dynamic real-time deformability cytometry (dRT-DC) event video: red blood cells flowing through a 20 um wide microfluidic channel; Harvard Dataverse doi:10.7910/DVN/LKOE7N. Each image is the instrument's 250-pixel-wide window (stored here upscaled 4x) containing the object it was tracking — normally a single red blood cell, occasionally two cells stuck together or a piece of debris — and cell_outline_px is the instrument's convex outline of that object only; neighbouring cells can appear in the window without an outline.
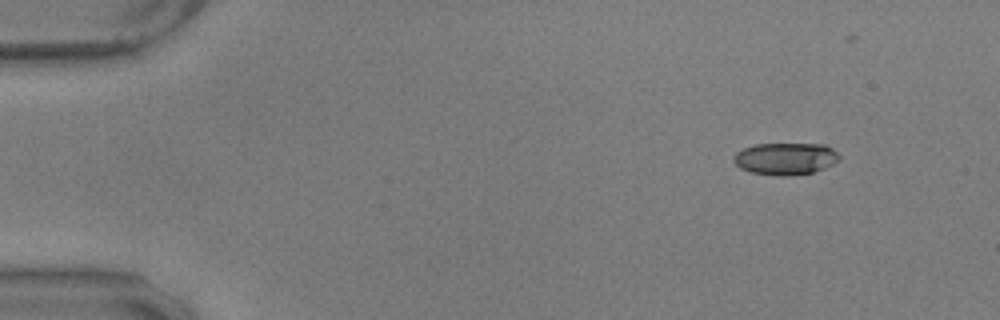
{"species": "common noctule bat (a hibernating species)", "species_latin": "Nyctalus noctula", "temperature_condition": "warm", "stored_images_in_passage": 42, "camera_frame_rate_fps": 3000, "um_per_image_px": 0.085, "animal": {"sex": "male", "body_mass_g": 17.9, "forearm_length_mm": 54.2}, "frame": {"image": 1, "passage_image": 1, "time_ms": 0.0, "image_size_px": [1000, 320], "cell_outline_px": [[840, 160], [824, 168], [812, 172], [792, 176], [776, 176], [752, 172], [740, 168], [732, 160], [732, 156], [736, 152], [744, 148], [756, 144], [824, 144], [832, 148], [840, 156]], "centroid_in_image_um": [66.75, 13.49], "position_along_channel_um": 18.2, "area_um2": 19.83}}
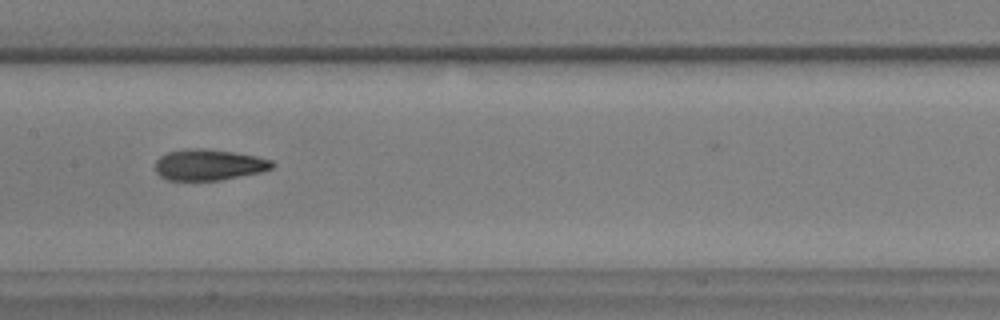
{"frame": {"image": 2, "passage_image": 24, "time_ms": 7.667, "image_size_px": [1000, 320], "cell_outline_px": [[276, 164], [272, 168], [260, 172], [220, 180], [168, 180], [160, 176], [156, 172], [156, 160], [160, 156], [168, 152], [184, 148], [204, 148], [232, 152], [256, 156], [272, 160]], "centroid_in_image_um": [17.74, 14.0], "position_along_channel_um": 189.7, "area_um2": 21.15}}
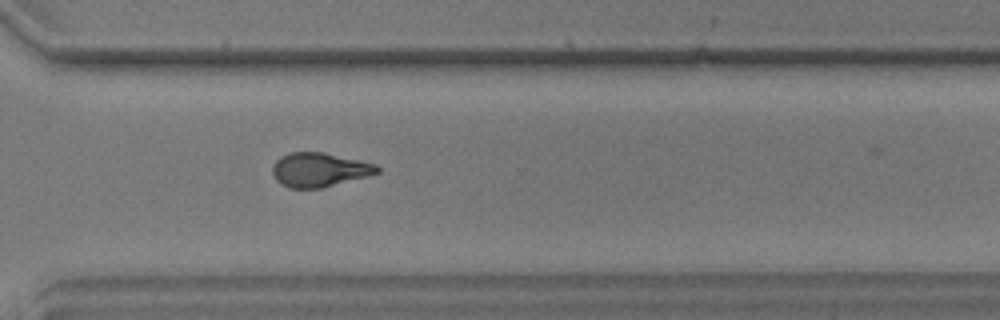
{"frame": {"image": 3, "passage_image": 37, "time_ms": 12.0, "image_size_px": [1000, 320], "cell_outline_px": [[380, 172], [368, 176], [320, 188], [288, 188], [280, 184], [276, 180], [272, 172], [272, 164], [280, 156], [288, 152], [324, 152], [360, 160], [376, 164], [380, 168]], "centroid_in_image_um": [27.12, 14.42], "position_along_channel_um": 343.5, "area_um2": 20.98}}